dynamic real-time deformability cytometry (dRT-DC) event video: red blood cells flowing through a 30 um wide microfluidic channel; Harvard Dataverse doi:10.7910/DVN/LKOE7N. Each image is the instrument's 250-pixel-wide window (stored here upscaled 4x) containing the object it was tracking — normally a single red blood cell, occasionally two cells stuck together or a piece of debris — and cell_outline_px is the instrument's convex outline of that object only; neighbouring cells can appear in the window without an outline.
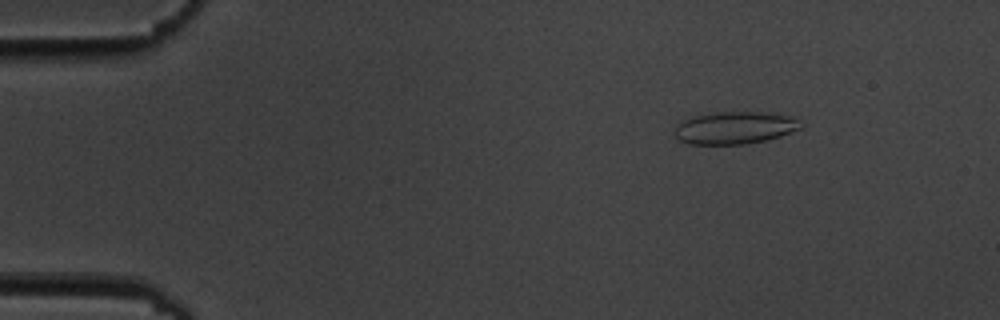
{"species": "common noctule bat (a hibernating species)", "species_latin": "Nyctalus noctula", "temperature_condition": "cold", "stored_images_in_passage": 7, "camera_frame_rate_fps": 3000, "um_per_image_px": 0.085, "animal": {"sex": "male", "body_mass_g": 19.5, "forearm_length_mm": 54.6}, "frame": {"image": 1, "passage_image": 2, "time_ms": 1.0, "image_size_px": [1000, 320], "cell_outline_px": [[804, 124], [800, 128], [792, 132], [768, 140], [744, 144], [688, 144], [680, 140], [676, 136], [676, 124], [680, 120], [692, 116], [720, 112], [760, 112], [792, 116]], "centroid_in_image_um": [62.46, 10.86], "position_along_channel_um": 22.5, "area_um2": 23.87}}
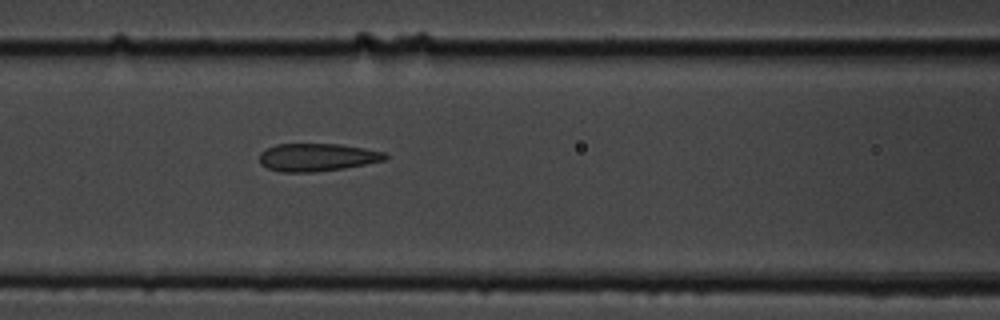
{"frame": {"image": 2, "passage_image": 7, "time_ms": 6.667, "image_size_px": [1000, 320], "cell_outline_px": [[388, 156], [384, 160], [344, 168], [312, 172], [280, 172], [268, 168], [260, 164], [260, 152], [276, 144], [340, 144], [364, 148], [384, 152]], "centroid_in_image_um": [26.93, 13.37], "position_along_channel_um": 139.7, "area_um2": 20.23}}